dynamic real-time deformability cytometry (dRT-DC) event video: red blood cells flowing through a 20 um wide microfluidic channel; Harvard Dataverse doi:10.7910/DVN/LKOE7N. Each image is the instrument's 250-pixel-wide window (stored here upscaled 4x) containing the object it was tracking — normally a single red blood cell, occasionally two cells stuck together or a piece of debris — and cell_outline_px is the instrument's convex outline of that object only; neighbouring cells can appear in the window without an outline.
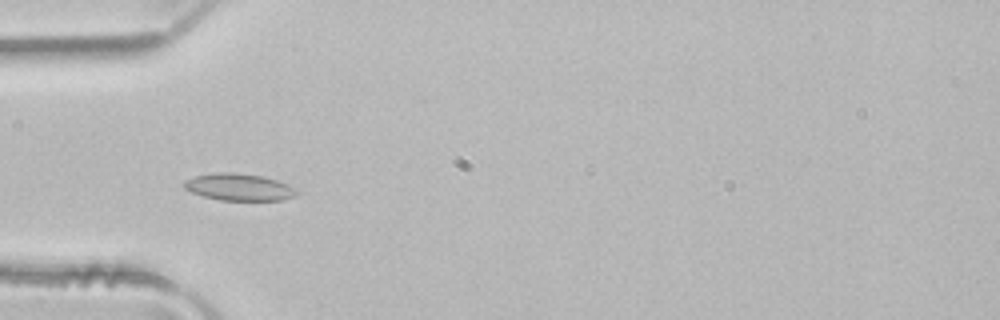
{"species": "common noctule bat (a hibernating species)", "species_latin": "Nyctalus noctula", "temperature_condition": "room temperature", "stored_images_in_passage": 48, "camera_frame_rate_fps": 3000, "um_per_image_px": 0.085, "animal": {"sex": "male", "body_mass_g": 21.5, "forearm_length_mm": 52.0}, "frame": {"image": 1, "passage_image": 13, "time_ms": 4.0, "image_size_px": [1000, 320], "cell_outline_px": [[300, 192], [296, 196], [280, 200], [220, 200], [204, 196], [192, 192], [184, 188], [184, 180], [196, 176], [212, 172], [232, 172], [264, 176], [288, 184], [296, 188]], "centroid_in_image_um": [20.35, 15.89], "position_along_channel_um": 64.7, "area_um2": 17.8}}
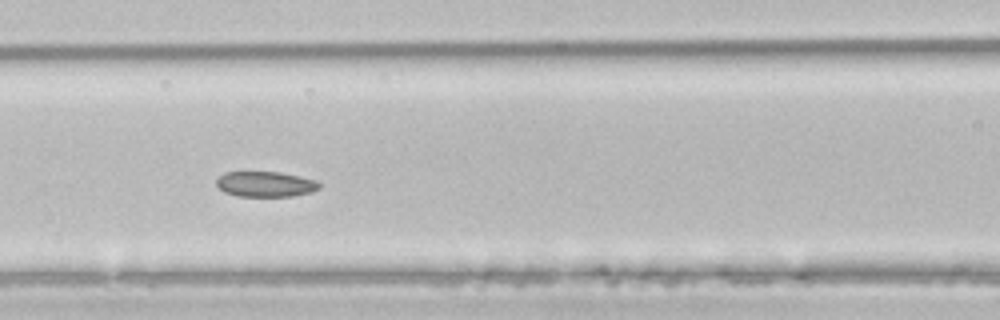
{"frame": {"image": 2, "passage_image": 19, "time_ms": 6.0, "image_size_px": [1000, 320], "cell_outline_px": [[320, 188], [312, 192], [292, 196], [236, 196], [224, 192], [216, 184], [216, 180], [224, 172], [280, 172], [316, 180], [320, 184]], "centroid_in_image_um": [22.56, 15.65], "position_along_channel_um": 144.0, "area_um2": 15.2}}
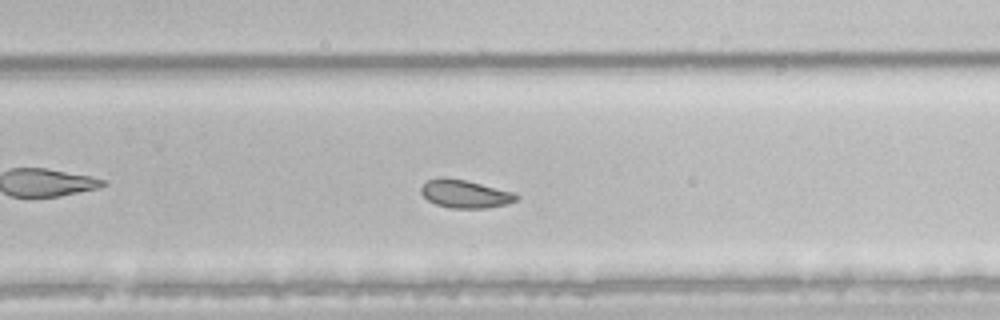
{"frame": {"image": 3, "passage_image": 30, "time_ms": 9.667, "image_size_px": [1000, 320], "cell_outline_px": [[520, 196], [516, 200], [508, 204], [488, 208], [452, 208], [436, 204], [428, 200], [420, 192], [420, 188], [428, 180], [440, 176], [444, 176], [464, 180], [512, 192]], "centroid_in_image_um": [39.51, 16.48], "position_along_channel_um": 290.3, "area_um2": 15.49}, "authors_computed_cell_mechanics": {"area_um2": 17.7157, "velocity_mm_per_s": 4.01, "shape_relaxation_time_tau1_ms": null, "shape_relaxation_time_tau2_ms": 2.5234, "deformation_change_tau1": null, "deformation_change_tau2": 0.0646}}